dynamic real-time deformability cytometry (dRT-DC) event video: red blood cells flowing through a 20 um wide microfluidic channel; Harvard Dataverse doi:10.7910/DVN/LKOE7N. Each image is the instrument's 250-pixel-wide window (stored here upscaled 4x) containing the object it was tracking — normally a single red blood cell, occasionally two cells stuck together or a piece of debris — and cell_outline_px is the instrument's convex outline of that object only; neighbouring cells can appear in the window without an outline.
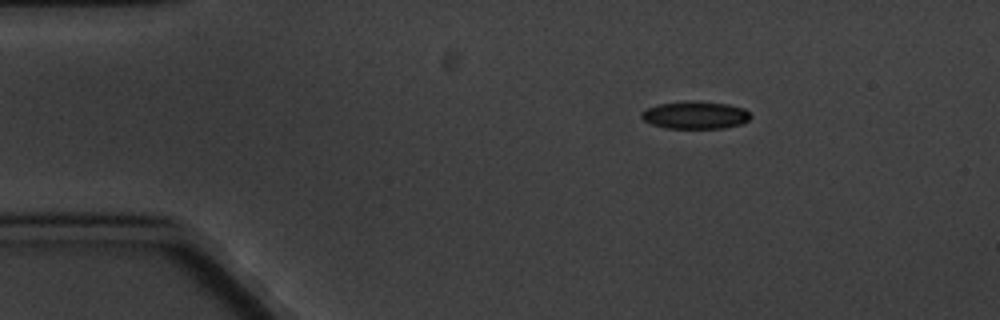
{"species": "common noctule bat (a hibernating species)", "species_latin": "Nyctalus noctula", "temperature_condition": "cold", "stored_images_in_passage": 3, "camera_frame_rate_fps": 3000, "um_per_image_px": 0.085, "animal": {"sex": "male", "body_mass_g": 20.1, "forearm_length_mm": 53.5}, "frame": {"image": 1, "passage_image": 1, "time_ms": 0.0, "image_size_px": [1000, 320], "cell_outline_px": [[752, 116], [748, 120], [740, 124], [724, 128], [664, 128], [652, 124], [644, 120], [640, 116], [640, 112], [656, 104], [688, 100], [692, 100], [728, 104], [744, 108]], "centroid_in_image_um": [59.07, 9.77], "position_along_channel_um": 25.9, "area_um2": 17.69}}